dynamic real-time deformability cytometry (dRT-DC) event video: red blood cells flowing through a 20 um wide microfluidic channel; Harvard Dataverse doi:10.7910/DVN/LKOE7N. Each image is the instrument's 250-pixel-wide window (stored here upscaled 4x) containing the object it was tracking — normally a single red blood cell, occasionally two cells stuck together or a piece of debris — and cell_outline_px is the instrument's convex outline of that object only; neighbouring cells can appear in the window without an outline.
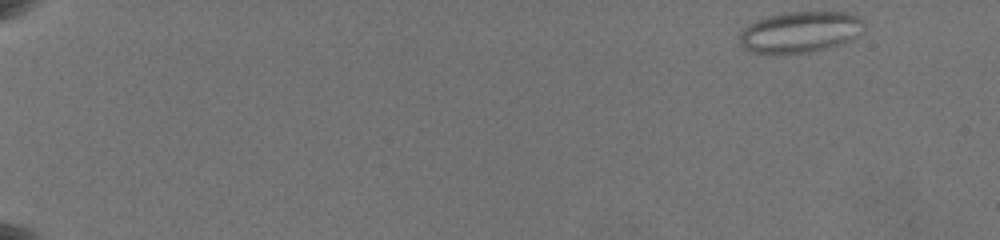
{"species": "common noctule bat (a hibernating species)", "species_latin": "Nyctalus noctula", "temperature_condition": "warm", "stored_images_in_passage": 48, "camera_frame_rate_fps": 3000, "um_per_image_px": 0.085, "animal": {"sex": "female", "body_mass_g": 19.5, "forearm_length_mm": 54.1}, "frame": {"image": 1, "passage_image": 1, "time_ms": 0.0, "image_size_px": [1000, 240], "cell_outline_px": [[864, 28], [856, 36], [844, 44], [812, 52], [752, 52], [744, 48], [740, 44], [740, 32], [748, 24], [768, 16], [788, 12], [844, 12], [856, 16], [864, 20]], "centroid_in_image_um": [68.04, 2.71], "position_along_channel_um": 17.0, "area_um2": 29.54}}
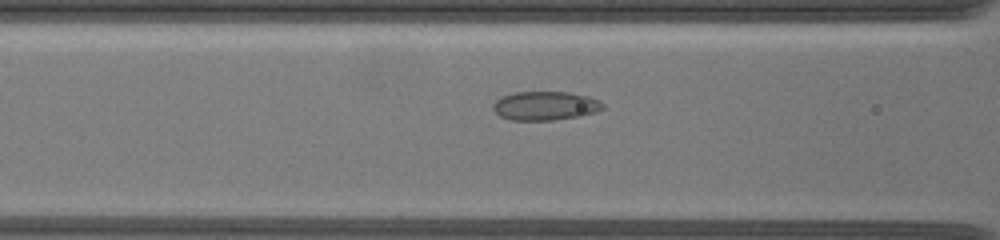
{"frame": {"image": 2, "passage_image": 23, "time_ms": 8.0, "image_size_px": [1000, 240], "cell_outline_px": [[604, 108], [596, 112], [580, 116], [552, 120], [508, 120], [500, 116], [492, 108], [492, 104], [496, 100], [512, 92], [568, 92], [588, 96], [600, 100], [604, 104]], "centroid_in_image_um": [46.35, 8.99], "position_along_channel_um": 120.3, "area_um2": 18.55}}
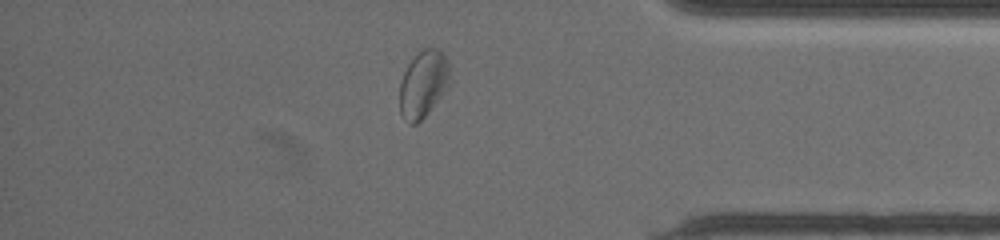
{"frame": {"image": 3, "passage_image": 42, "time_ms": 16.333, "image_size_px": [1000, 240], "cell_outline_px": [[452, 80], [444, 92], [428, 112], [416, 124], [408, 124], [404, 120], [400, 112], [400, 84], [404, 72], [408, 64], [424, 48], [436, 48], [448, 60]], "centroid_in_image_um": [35.99, 7.16], "position_along_channel_um": 399.2, "area_um2": 19.48}, "authors_computed_cell_mechanics": {"area_um2": 19.8832, "velocity_mm_per_s": 3.5389, "shape_relaxation_time_tau1_ms": null, "shape_relaxation_time_tau2_ms": 1.581, "deformation_change_tau1": null, "deformation_change_tau2": 0.0643}}